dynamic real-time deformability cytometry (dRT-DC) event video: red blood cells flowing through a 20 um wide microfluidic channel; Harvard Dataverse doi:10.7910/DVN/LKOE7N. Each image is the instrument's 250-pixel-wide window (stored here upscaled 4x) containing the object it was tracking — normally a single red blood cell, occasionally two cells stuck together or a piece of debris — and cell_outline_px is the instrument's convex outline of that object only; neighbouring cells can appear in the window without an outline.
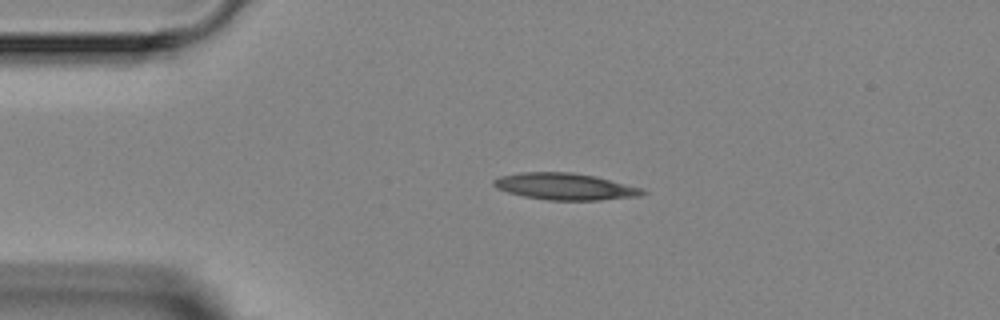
{"species": "Egyptian fruit bat (a non-hibernating species)", "species_latin": "Rousettus aegyptiacus", "temperature_condition": "room temperature", "stored_images_in_passage": 3, "camera_frame_rate_fps": 3000, "um_per_image_px": 0.085, "animal": {"sex": "female"}, "frame": {"image": 1, "passage_image": 3, "time_ms": 3.0, "image_size_px": [1000, 320], "cell_outline_px": [[648, 192], [640, 196], [600, 200], [548, 200], [524, 196], [508, 192], [496, 188], [492, 184], [492, 180], [500, 176], [520, 172], [572, 172], [596, 176], [640, 188]], "centroid_in_image_um": [48.0, 15.85], "position_along_channel_um": 37.0, "area_um2": 23.12}}